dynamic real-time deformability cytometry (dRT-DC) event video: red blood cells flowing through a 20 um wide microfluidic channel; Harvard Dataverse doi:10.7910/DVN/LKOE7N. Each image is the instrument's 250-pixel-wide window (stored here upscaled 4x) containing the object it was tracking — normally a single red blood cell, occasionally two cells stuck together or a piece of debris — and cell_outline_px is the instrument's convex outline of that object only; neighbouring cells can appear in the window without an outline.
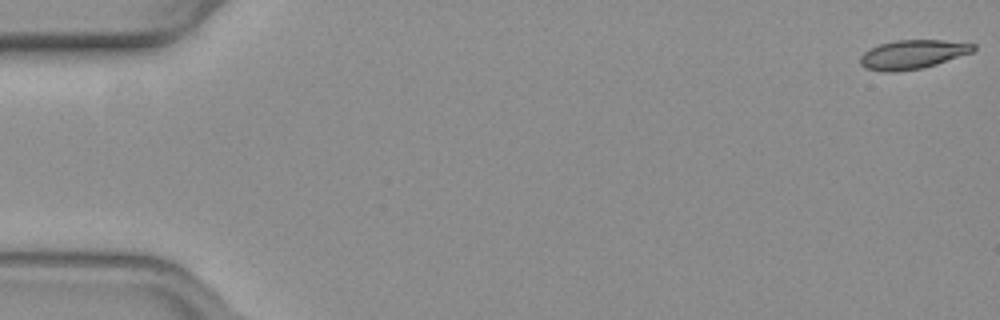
{"species": "common noctule bat (a hibernating species)", "species_latin": "Nyctalus noctula", "temperature_condition": "warm", "stored_images_in_passage": 17, "camera_frame_rate_fps": 3000, "um_per_image_px": 0.085, "animal": {"sex": "female", "body_mass_g": 19.3, "forearm_length_mm": 54.1}, "frame": {"image": 1, "passage_image": 1, "time_ms": 0.0, "image_size_px": [1000, 320], "cell_outline_px": [[976, 48], [972, 52], [924, 68], [896, 72], [888, 72], [864, 68], [860, 64], [860, 56], [864, 52], [880, 44], [896, 40], [940, 40], [976, 44]], "centroid_in_image_um": [77.56, 4.63], "position_along_channel_um": 7.4, "area_um2": 19.02}}
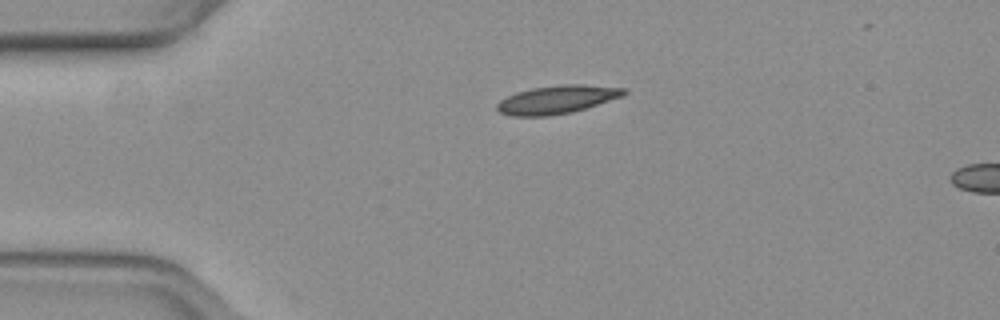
{"frame": {"image": 2, "passage_image": 13, "time_ms": 4.0, "image_size_px": [1000, 320], "cell_outline_px": [[628, 92], [624, 96], [584, 108], [568, 112], [548, 116], [512, 116], [500, 112], [496, 108], [496, 104], [500, 100], [516, 92], [532, 88], [560, 84], [584, 84], [628, 88]], "centroid_in_image_um": [47.37, 8.44], "position_along_channel_um": 37.6, "area_um2": 20.87}}